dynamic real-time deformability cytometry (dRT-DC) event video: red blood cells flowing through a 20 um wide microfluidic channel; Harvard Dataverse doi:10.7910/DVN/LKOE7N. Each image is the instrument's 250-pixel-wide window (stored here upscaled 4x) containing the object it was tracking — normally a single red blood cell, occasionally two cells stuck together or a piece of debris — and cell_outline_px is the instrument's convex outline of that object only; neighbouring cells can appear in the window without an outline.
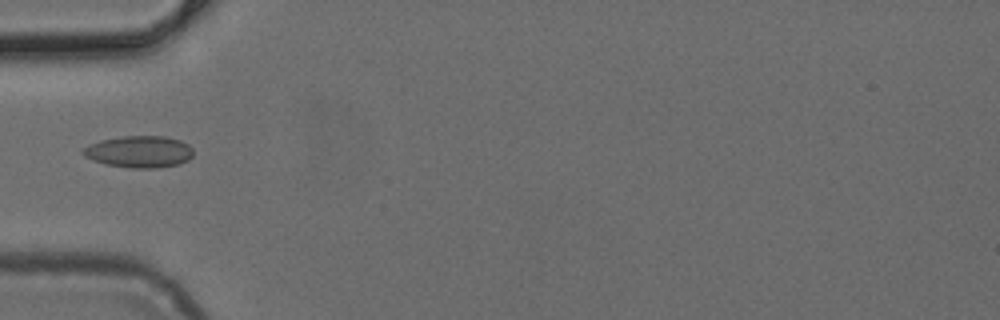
{"species": "common noctule bat (a hibernating species)", "species_latin": "Nyctalus noctula", "temperature_condition": "cold", "stored_images_in_passage": 33, "camera_frame_rate_fps": 3000, "um_per_image_px": 0.085, "animal": {"sex": "female", "body_mass_g": 24.6, "forearm_length_mm": 56.2}, "frame": {"image": 1, "passage_image": 1, "time_ms": 0.0, "image_size_px": [1000, 320], "cell_outline_px": [[192, 156], [188, 160], [180, 164], [156, 168], [132, 168], [104, 164], [84, 156], [80, 152], [88, 144], [100, 140], [124, 136], [164, 136], [180, 140], [188, 144], [192, 148]], "centroid_in_image_um": [11.82, 12.89], "position_along_channel_um": 73.2, "area_um2": 20.52}}
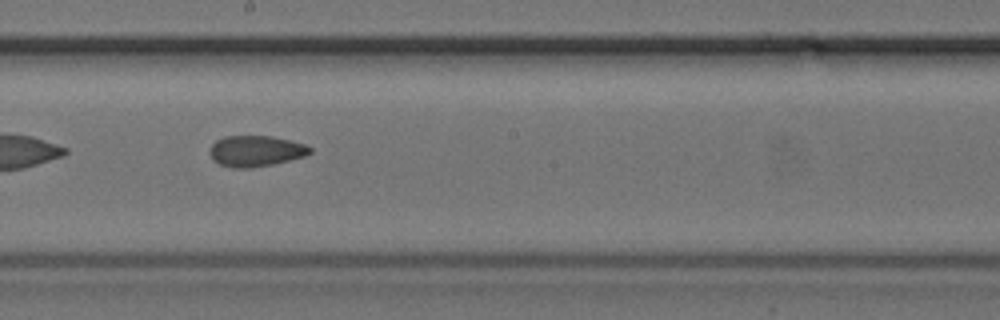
{"frame": {"image": 2, "passage_image": 12, "time_ms": 3.667, "image_size_px": [1000, 320], "cell_outline_px": [[312, 152], [304, 156], [272, 164], [252, 168], [232, 168], [220, 164], [212, 160], [212, 144], [216, 140], [224, 136], [272, 136], [304, 144], [312, 148]], "centroid_in_image_um": [21.74, 12.84], "position_along_channel_um": 226.5, "area_um2": 17.86}}
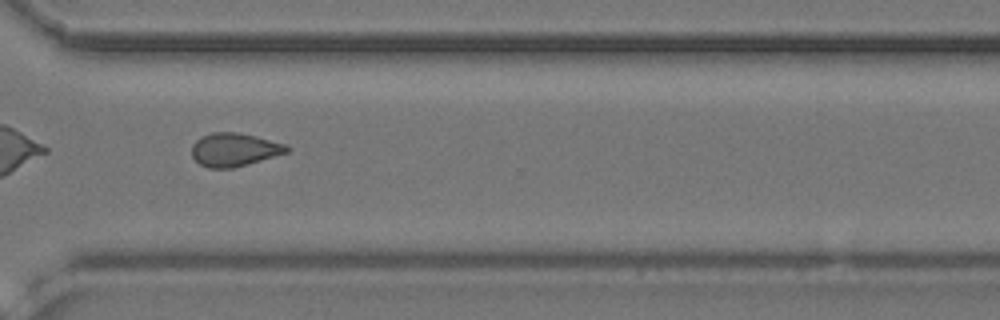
{"frame": {"image": 3, "passage_image": 21, "time_ms": 6.667, "image_size_px": [1000, 320], "cell_outline_px": [[292, 148], [288, 152], [248, 164], [232, 168], [208, 168], [200, 164], [192, 156], [192, 144], [200, 136], [212, 132], [236, 132], [256, 136], [288, 144]], "centroid_in_image_um": [19.93, 12.71], "position_along_channel_um": 350.7, "area_um2": 18.61}}